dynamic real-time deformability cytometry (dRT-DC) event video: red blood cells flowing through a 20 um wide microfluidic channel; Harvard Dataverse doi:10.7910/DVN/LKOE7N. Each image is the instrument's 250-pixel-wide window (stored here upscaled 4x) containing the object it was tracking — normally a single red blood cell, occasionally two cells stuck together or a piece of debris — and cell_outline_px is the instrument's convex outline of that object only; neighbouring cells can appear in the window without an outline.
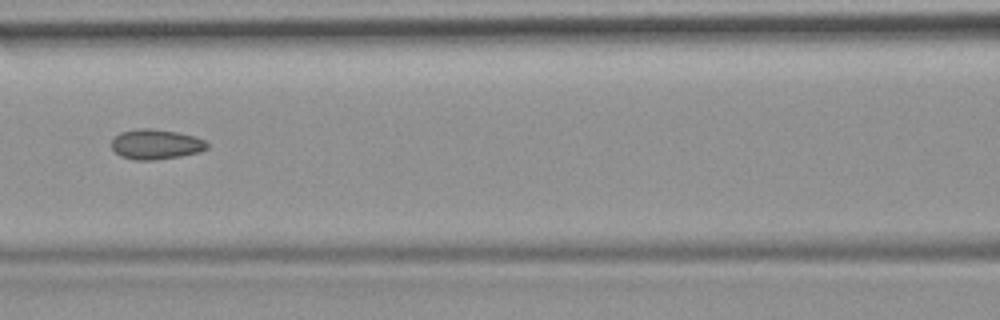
{"species": "common noctule bat (a hibernating species)", "species_latin": "Nyctalus noctula", "temperature_condition": "room temperature", "stored_images_in_passage": 3, "camera_frame_rate_fps": 3000, "um_per_image_px": 0.085, "animal": {"sex": "female", "body_mass_g": 19.9}, "frame": {"image": 1, "passage_image": 3, "time_ms": 0.667, "image_size_px": [1000, 320], "cell_outline_px": [[208, 148], [200, 152], [180, 156], [152, 160], [136, 160], [120, 156], [112, 148], [112, 136], [120, 132], [136, 128], [152, 128], [176, 132], [196, 136], [204, 140], [208, 144]], "centroid_in_image_um": [13.23, 12.25], "position_along_channel_um": 153.4, "area_um2": 16.88}}